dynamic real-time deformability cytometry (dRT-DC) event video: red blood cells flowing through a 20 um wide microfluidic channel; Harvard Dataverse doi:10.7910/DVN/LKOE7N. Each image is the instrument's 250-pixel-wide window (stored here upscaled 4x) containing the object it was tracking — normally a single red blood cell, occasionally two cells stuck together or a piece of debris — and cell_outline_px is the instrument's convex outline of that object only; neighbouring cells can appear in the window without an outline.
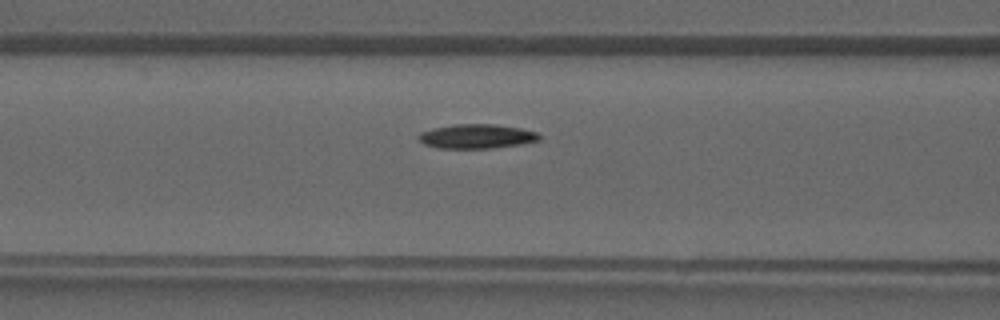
{"species": "common noctule bat (a hibernating species)", "species_latin": "Nyctalus noctula", "temperature_condition": "warm", "stored_images_in_passage": 31, "camera_frame_rate_fps": 3000, "um_per_image_px": 0.085, "animal": {"sex": "male", "forearm_length_mm": 52.5}, "frame": {"image": 1, "passage_image": 7, "time_ms": 2.0, "image_size_px": [1000, 320], "cell_outline_px": [[540, 140], [520, 144], [492, 148], [436, 148], [424, 144], [416, 136], [420, 132], [452, 124], [496, 124], [520, 128], [536, 132], [540, 136]], "centroid_in_image_um": [40.5, 11.59], "position_along_channel_um": 126.1, "area_um2": 17.05}}
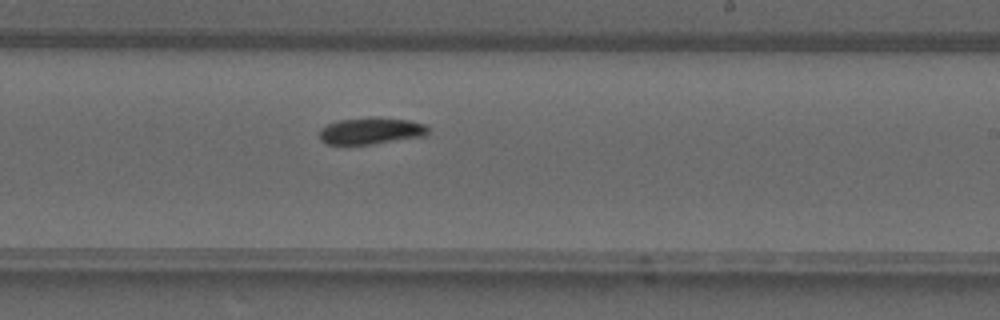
{"frame": {"image": 2, "passage_image": 15, "time_ms": 4.667, "image_size_px": [1000, 320], "cell_outline_px": [[428, 132], [424, 136], [372, 144], [324, 144], [320, 140], [320, 128], [328, 124], [340, 120], [368, 116], [380, 116], [408, 120], [424, 124], [428, 128]], "centroid_in_image_um": [31.51, 11.1], "position_along_channel_um": 257.5, "area_um2": 17.11}}
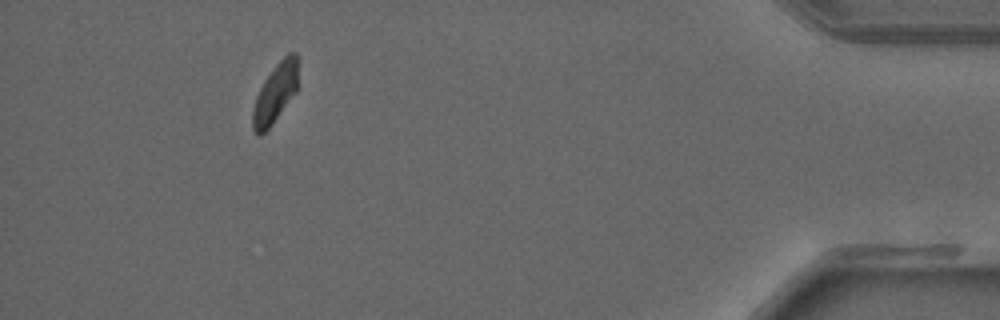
{"frame": {"image": 3, "passage_image": 28, "time_ms": 9.0, "image_size_px": [1000, 320], "cell_outline_px": [[300, 60], [296, 92], [272, 124], [260, 136], [256, 136], [252, 128], [252, 108], [256, 96], [264, 80], [276, 64], [288, 52], [296, 52], [300, 56]], "centroid_in_image_um": [23.42, 7.87], "position_along_channel_um": 411.8, "area_um2": 16.07}}